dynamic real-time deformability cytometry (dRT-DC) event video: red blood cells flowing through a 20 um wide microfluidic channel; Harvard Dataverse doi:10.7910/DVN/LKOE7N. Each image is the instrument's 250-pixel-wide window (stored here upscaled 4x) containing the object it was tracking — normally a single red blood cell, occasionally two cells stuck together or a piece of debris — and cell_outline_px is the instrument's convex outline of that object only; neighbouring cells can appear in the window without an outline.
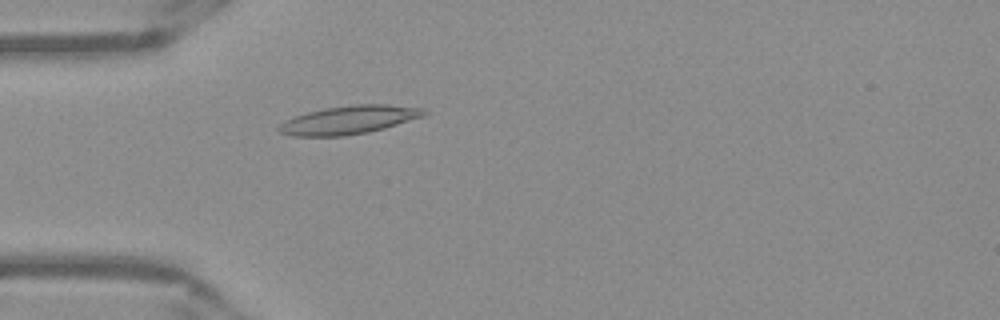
{"species": "Egyptian fruit bat (a non-hibernating species)", "species_latin": "Rousettus aegyptiacus", "temperature_condition": "warm", "stored_images_in_passage": 35, "camera_frame_rate_fps": 3000, "um_per_image_px": 0.085, "frame": {"image": 1, "passage_image": 6, "time_ms": 1.667, "image_size_px": [1000, 320], "cell_outline_px": [[428, 112], [424, 116], [384, 128], [368, 132], [344, 136], [292, 136], [280, 132], [276, 128], [284, 120], [308, 112], [324, 108], [352, 104], [388, 104], [424, 108]], "centroid_in_image_um": [29.66, 10.18], "position_along_channel_um": 55.3, "area_um2": 24.04}}
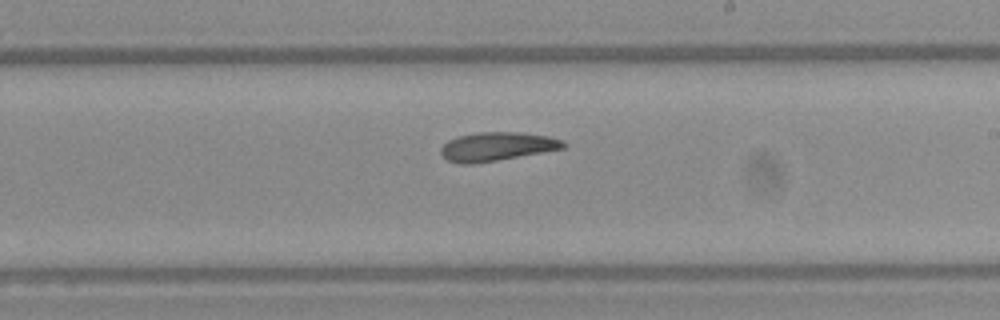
{"frame": {"image": 2, "passage_image": 21, "time_ms": 6.667, "image_size_px": [1000, 320], "cell_outline_px": [[568, 144], [564, 148], [544, 152], [476, 164], [460, 164], [448, 160], [440, 152], [440, 148], [448, 140], [456, 136], [480, 132], [520, 132], [548, 136], [560, 140]], "centroid_in_image_um": [42.22, 12.46], "position_along_channel_um": 246.8, "area_um2": 20.58}}
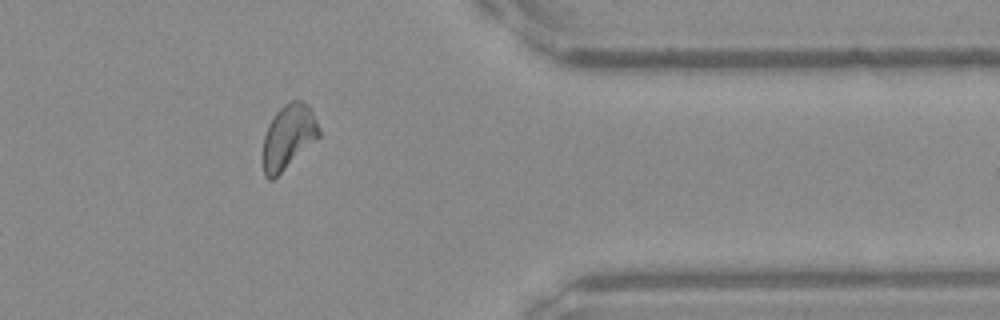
{"frame": {"image": 3, "passage_image": 33, "time_ms": 10.667, "image_size_px": [1000, 320], "cell_outline_px": [[320, 136], [272, 180], [268, 180], [264, 176], [260, 160], [260, 156], [264, 136], [268, 124], [272, 116], [284, 104], [292, 100], [300, 100], [308, 104], [320, 128]], "centroid_in_image_um": [24.45, 11.64], "position_along_channel_um": 387.0, "area_um2": 21.39}, "authors_computed_cell_mechanics": {"area_um2": 21.0392, "velocity_mm_per_s": 3.927, "shape_relaxation_time_tau1_ms": null, "shape_relaxation_time_tau2_ms": 5.0211, "deformation_change_tau1": null, "deformation_change_tau2": 0.1437}}